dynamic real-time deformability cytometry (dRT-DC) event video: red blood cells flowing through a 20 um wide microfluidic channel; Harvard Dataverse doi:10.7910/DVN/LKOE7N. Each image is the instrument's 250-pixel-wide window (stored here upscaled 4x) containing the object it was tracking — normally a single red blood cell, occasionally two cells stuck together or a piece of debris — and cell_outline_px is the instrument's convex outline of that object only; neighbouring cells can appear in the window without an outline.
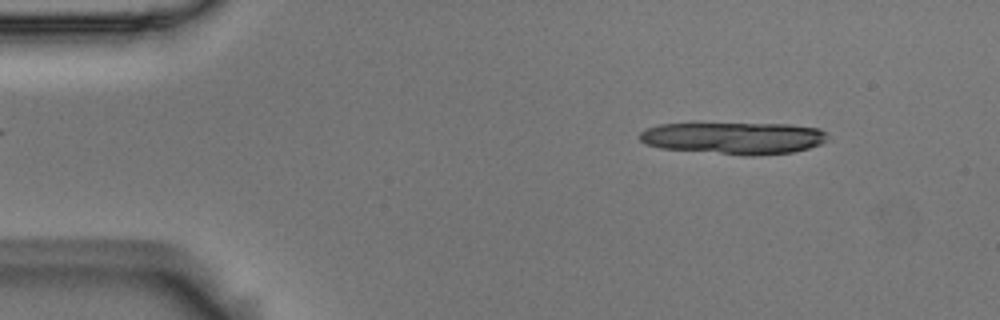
{"species": "Egyptian fruit bat (a non-hibernating species)", "species_latin": "Rousettus aegyptiacus", "temperature_condition": "room temperature", "stored_images_in_passage": 5, "camera_frame_rate_fps": 3000, "um_per_image_px": 0.085, "animal": {"sex": "male"}, "frame": {"image": 1, "passage_image": 1, "time_ms": 0.0, "image_size_px": [1000, 320], "cell_outline_px": [[828, 132], [824, 140], [820, 144], [808, 148], [792, 152], [752, 156], [744, 156], [660, 148], [644, 144], [640, 140], [640, 132], [648, 128], [660, 124], [788, 124], [820, 128]], "centroid_in_image_um": [62.37, 11.74], "position_along_channel_um": 22.6, "area_um2": 35.03}}
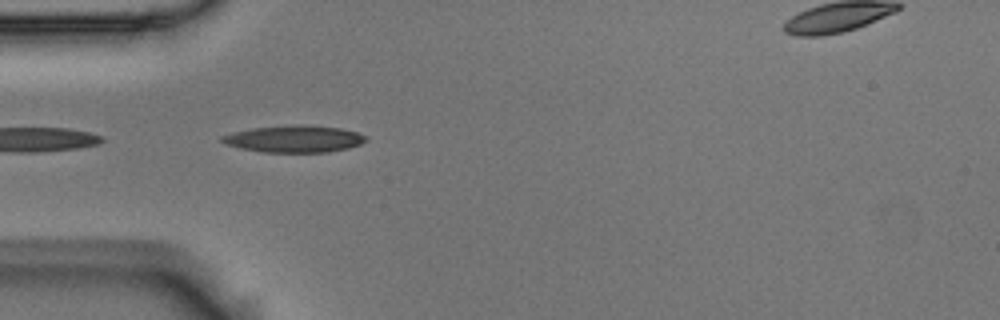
{"frame": {"image": 2, "passage_image": 4, "time_ms": 1.0, "image_size_px": [1000, 320], "cell_outline_px": [[368, 140], [360, 144], [348, 148], [328, 152], [264, 152], [240, 148], [228, 144], [220, 140], [220, 136], [232, 132], [252, 128], [340, 128], [356, 132], [368, 136]], "centroid_in_image_um": [25.01, 11.86], "position_along_channel_um": 60.0, "area_um2": 21.27}}
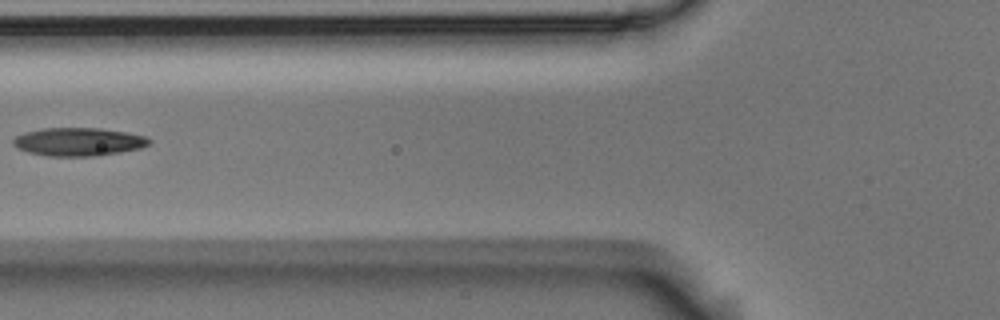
{"frame": {"image": 3, "passage_image": 5, "time_ms": 1.333, "image_size_px": [1000, 320], "cell_outline_px": [[152, 140], [148, 144], [140, 148], [100, 156], [48, 156], [28, 152], [16, 148], [12, 144], [12, 140], [16, 136], [28, 132], [44, 128], [100, 128], [124, 132], [144, 136]], "centroid_in_image_um": [6.65, 12.06], "position_along_channel_um": 119.2, "area_um2": 22.25}}